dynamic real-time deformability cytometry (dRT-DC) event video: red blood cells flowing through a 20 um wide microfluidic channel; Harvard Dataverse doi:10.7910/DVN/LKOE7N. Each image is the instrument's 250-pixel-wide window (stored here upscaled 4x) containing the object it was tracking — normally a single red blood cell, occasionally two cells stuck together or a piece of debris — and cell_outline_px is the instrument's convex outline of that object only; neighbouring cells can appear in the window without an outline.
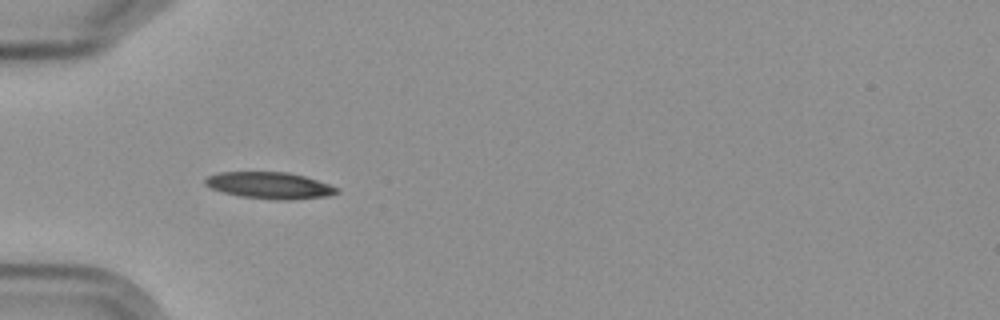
{"species": "Egyptian fruit bat (a non-hibernating species)", "species_latin": "Rousettus aegyptiacus", "temperature_condition": "cold", "stored_images_in_passage": 6, "camera_frame_rate_fps": 3000, "um_per_image_px": 0.085, "frame": {"image": 1, "passage_image": 5, "time_ms": 4.667, "image_size_px": [1000, 320], "cell_outline_px": [[340, 192], [328, 196], [292, 200], [276, 200], [240, 196], [224, 192], [212, 188], [204, 184], [204, 180], [208, 176], [220, 172], [288, 172], [304, 176], [340, 188]], "centroid_in_image_um": [22.95, 15.76], "position_along_channel_um": 62.1, "area_um2": 20.4}}
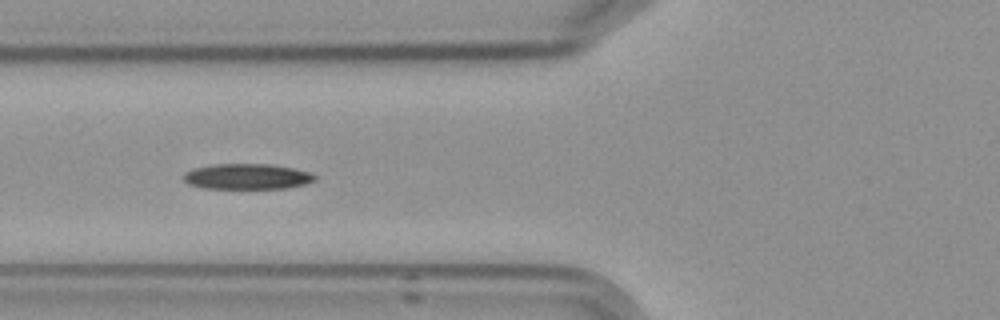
{"frame": {"image": 2, "passage_image": 6, "time_ms": 6.0, "image_size_px": [1000, 320], "cell_outline_px": [[316, 180], [304, 184], [288, 188], [204, 188], [188, 184], [184, 180], [184, 172], [196, 168], [216, 164], [272, 164], [292, 168], [308, 172], [316, 176]], "centroid_in_image_um": [21.01, 15.0], "position_along_channel_um": 104.8, "area_um2": 19.36}}